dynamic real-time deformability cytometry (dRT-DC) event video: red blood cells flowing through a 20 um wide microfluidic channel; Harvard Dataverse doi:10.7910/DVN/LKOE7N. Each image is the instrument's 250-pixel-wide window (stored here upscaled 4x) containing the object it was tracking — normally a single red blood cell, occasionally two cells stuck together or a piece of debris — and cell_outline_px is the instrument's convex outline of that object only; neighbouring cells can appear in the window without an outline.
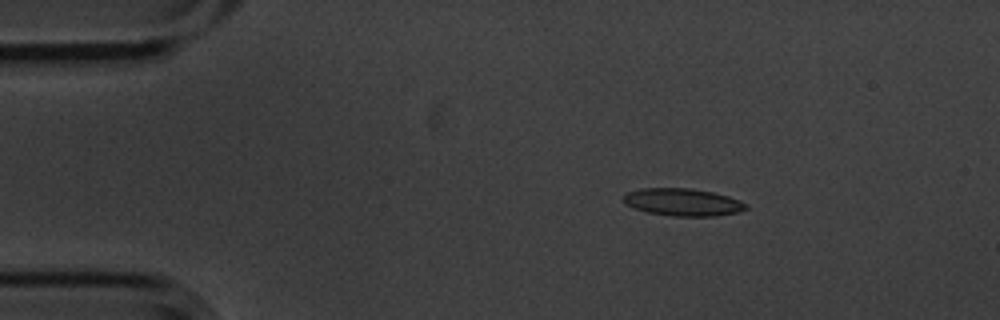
{"species": "common noctule bat (a hibernating species)", "species_latin": "Nyctalus noctula", "temperature_condition": "cold", "stored_images_in_passage": 2, "camera_frame_rate_fps": 3000, "um_per_image_px": 0.085, "animal": {"sex": "male", "body_mass_g": 20.1, "forearm_length_mm": 53.5}, "frame": {"image": 1, "passage_image": 1, "time_ms": 0.0, "image_size_px": [1000, 320], "cell_outline_px": [[748, 208], [740, 212], [716, 216], [672, 216], [648, 212], [632, 208], [624, 204], [624, 196], [628, 192], [640, 188], [688, 188], [712, 192], [728, 196], [740, 200], [748, 204]], "centroid_in_image_um": [58.05, 17.19], "position_along_channel_um": 26.9, "area_um2": 19.71}}